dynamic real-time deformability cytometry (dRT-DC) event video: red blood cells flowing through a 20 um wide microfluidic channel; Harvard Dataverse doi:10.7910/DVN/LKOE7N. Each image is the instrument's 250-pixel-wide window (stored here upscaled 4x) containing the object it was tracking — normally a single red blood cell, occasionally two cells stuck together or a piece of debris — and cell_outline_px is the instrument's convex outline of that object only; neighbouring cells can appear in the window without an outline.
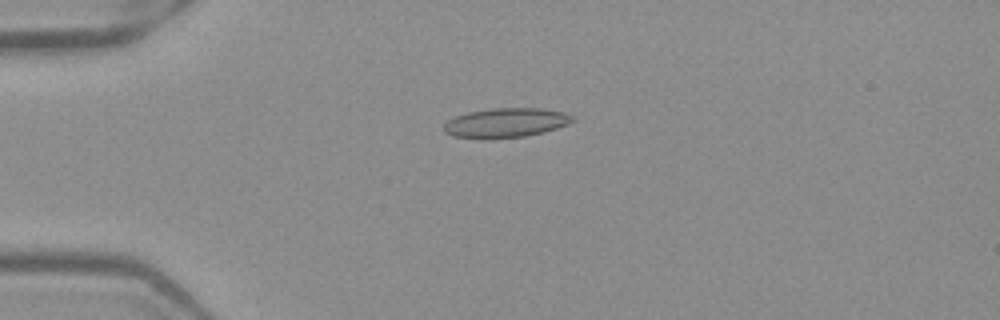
{"species": "Egyptian fruit bat (a non-hibernating species)", "species_latin": "Rousettus aegyptiacus", "temperature_condition": "warm", "stored_images_in_passage": 51, "camera_frame_rate_fps": 3000, "um_per_image_px": 0.085, "frame": {"image": 1, "passage_image": 13, "time_ms": 4.0, "image_size_px": [1000, 320], "cell_outline_px": [[576, 120], [568, 124], [544, 132], [524, 136], [452, 136], [444, 132], [444, 124], [448, 120], [456, 116], [468, 112], [492, 108], [540, 108], [564, 112], [576, 116]], "centroid_in_image_um": [43.08, 10.39], "position_along_channel_um": 41.9, "area_um2": 21.39}}
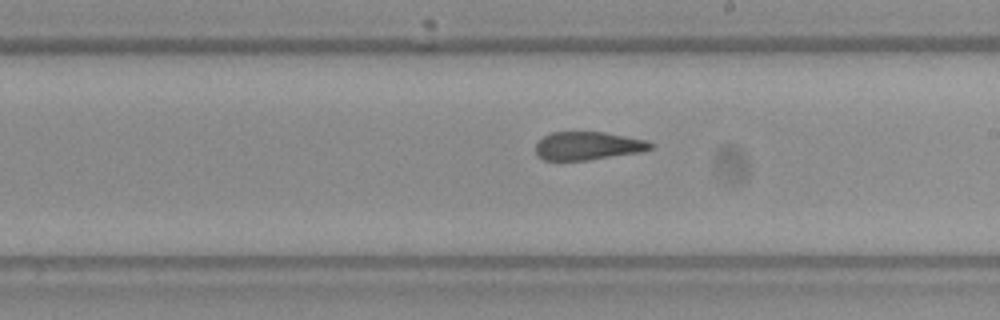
{"frame": {"image": 2, "passage_image": 30, "time_ms": 9.667, "image_size_px": [1000, 320], "cell_outline_px": [[656, 144], [652, 148], [640, 152], [588, 160], [544, 160], [536, 156], [536, 144], [544, 136], [552, 132], [604, 132], [648, 140]], "centroid_in_image_um": [49.99, 12.39], "position_along_channel_um": 239.0, "area_um2": 18.96}}
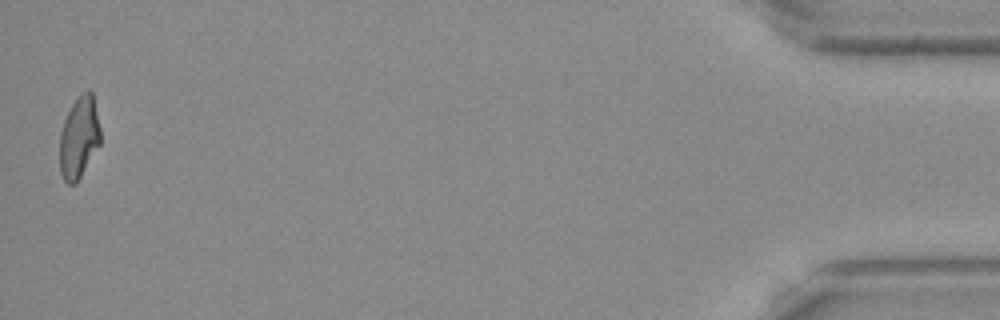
{"frame": {"image": 3, "passage_image": 51, "time_ms": 16.667, "image_size_px": [1000, 320], "cell_outline_px": [[100, 144], [76, 184], [68, 184], [64, 180], [60, 172], [60, 132], [64, 120], [72, 104], [80, 92], [88, 88], [92, 92], [100, 128]], "centroid_in_image_um": [6.72, 11.67], "position_along_channel_um": 428.5, "area_um2": 19.48}, "authors_computed_cell_mechanics": {"area_um2": 20.519, "velocity_mm_per_s": 3.9783, "shape_relaxation_time_tau1_ms": null, "shape_relaxation_time_tau2_ms": 2.188, "deformation_change_tau1": null, "deformation_change_tau2": 0.1217}}